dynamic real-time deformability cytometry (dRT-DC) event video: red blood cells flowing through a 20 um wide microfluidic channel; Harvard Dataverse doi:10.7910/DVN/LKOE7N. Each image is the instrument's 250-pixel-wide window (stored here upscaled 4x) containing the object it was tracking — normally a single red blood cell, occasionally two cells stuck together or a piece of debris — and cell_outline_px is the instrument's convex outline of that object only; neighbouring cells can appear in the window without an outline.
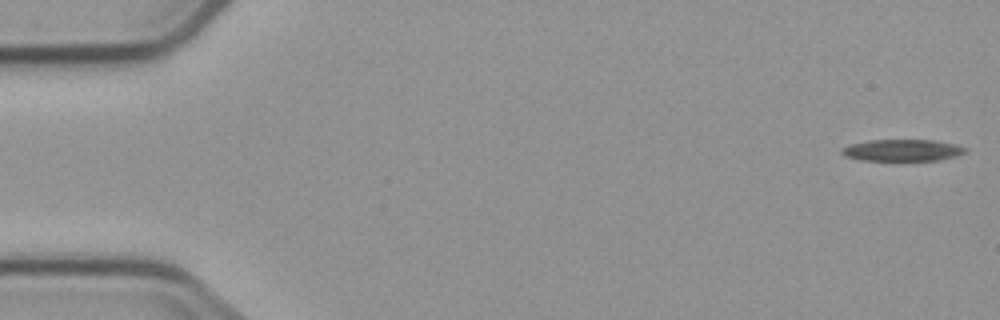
{"species": "common noctule bat (a hibernating species)", "species_latin": "Nyctalus noctula", "temperature_condition": "cold", "stored_images_in_passage": 6, "camera_frame_rate_fps": 3000, "um_per_image_px": 0.085, "animal": {"sex": "male", "body_mass_g": 23.1, "forearm_length_mm": 52.7}, "frame": {"image": 1, "passage_image": 1, "time_ms": 0.0, "image_size_px": [1000, 320], "cell_outline_px": [[968, 152], [956, 156], [940, 160], [860, 160], [844, 156], [840, 152], [840, 148], [852, 144], [872, 140], [932, 140], [956, 144], [968, 148]], "centroid_in_image_um": [76.73, 12.77], "position_along_channel_um": 8.3, "area_um2": 15.66}}